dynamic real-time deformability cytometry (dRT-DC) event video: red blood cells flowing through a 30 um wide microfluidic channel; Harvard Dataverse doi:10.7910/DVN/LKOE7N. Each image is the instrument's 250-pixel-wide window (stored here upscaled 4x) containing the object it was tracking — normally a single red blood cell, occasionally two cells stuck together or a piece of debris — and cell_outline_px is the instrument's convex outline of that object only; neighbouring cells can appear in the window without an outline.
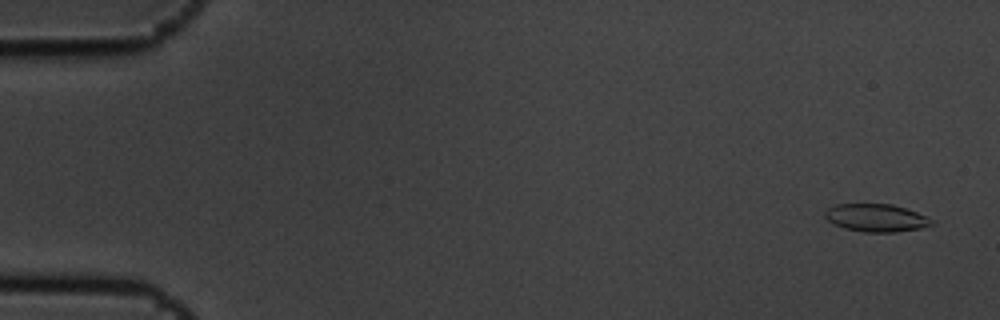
{"species": "common noctule bat (a hibernating species)", "species_latin": "Nyctalus noctula", "temperature_condition": "cold", "stored_images_in_passage": 6, "camera_frame_rate_fps": 3000, "um_per_image_px": 0.085, "animal": {"sex": "male", "body_mass_g": 19.5, "forearm_length_mm": 54.6}, "frame": {"image": 1, "passage_image": 1, "time_ms": 0.0, "image_size_px": [1000, 320], "cell_outline_px": [[936, 224], [920, 228], [896, 232], [864, 232], [844, 228], [832, 224], [824, 216], [824, 212], [828, 208], [836, 204], [892, 204], [916, 212], [936, 220]], "centroid_in_image_um": [74.49, 18.52], "position_along_channel_um": 10.5, "area_um2": 17.4}}